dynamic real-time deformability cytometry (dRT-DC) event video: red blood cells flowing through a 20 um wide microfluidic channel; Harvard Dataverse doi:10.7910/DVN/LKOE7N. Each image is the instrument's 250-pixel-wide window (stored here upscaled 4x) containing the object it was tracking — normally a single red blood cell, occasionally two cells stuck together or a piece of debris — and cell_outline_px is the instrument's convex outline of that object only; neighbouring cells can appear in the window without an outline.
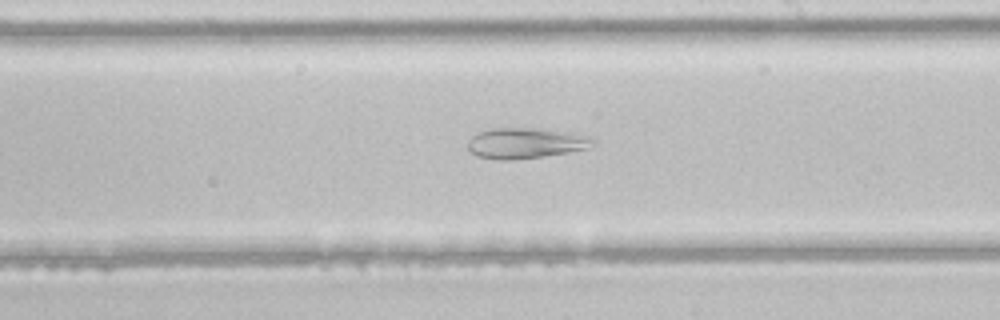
{"species": "common noctule bat (a hibernating species)", "species_latin": "Nyctalus noctula", "temperature_condition": "room temperature", "stored_images_in_passage": 24, "camera_frame_rate_fps": 3000, "um_per_image_px": 0.085, "animal": {"sex": "male", "body_mass_g": 21.5, "forearm_length_mm": 52.0}, "frame": {"image": 1, "passage_image": 14, "time_ms": 4.333, "image_size_px": [1000, 320], "cell_outline_px": [[592, 144], [588, 148], [568, 152], [544, 156], [508, 160], [496, 160], [476, 156], [468, 152], [468, 140], [476, 132], [492, 128], [548, 128], [572, 132], [592, 136]], "centroid_in_image_um": [44.64, 12.15], "position_along_channel_um": 244.4, "area_um2": 22.72}}